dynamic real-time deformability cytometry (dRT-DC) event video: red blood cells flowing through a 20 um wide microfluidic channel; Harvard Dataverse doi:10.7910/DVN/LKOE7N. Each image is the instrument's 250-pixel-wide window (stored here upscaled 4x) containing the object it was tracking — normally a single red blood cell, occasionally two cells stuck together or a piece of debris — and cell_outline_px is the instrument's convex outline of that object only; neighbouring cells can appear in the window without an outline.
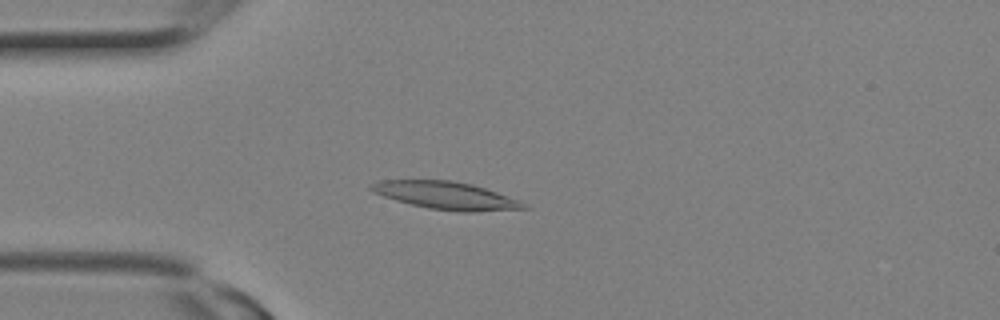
{"species": "Egyptian fruit bat (a non-hibernating species)", "species_latin": "Rousettus aegyptiacus", "temperature_condition": "room temperature", "stored_images_in_passage": 10, "camera_frame_rate_fps": 3000, "um_per_image_px": 0.085, "animal": {"sex": "female"}, "frame": {"image": 1, "passage_image": 6, "time_ms": 1.667, "image_size_px": [1000, 320], "cell_outline_px": [[532, 208], [476, 212], [456, 212], [428, 208], [396, 200], [372, 192], [368, 188], [368, 184], [380, 180], [452, 180], [472, 184], [520, 200], [528, 204]], "centroid_in_image_um": [37.93, 16.62], "position_along_channel_um": 47.1, "area_um2": 24.8}}
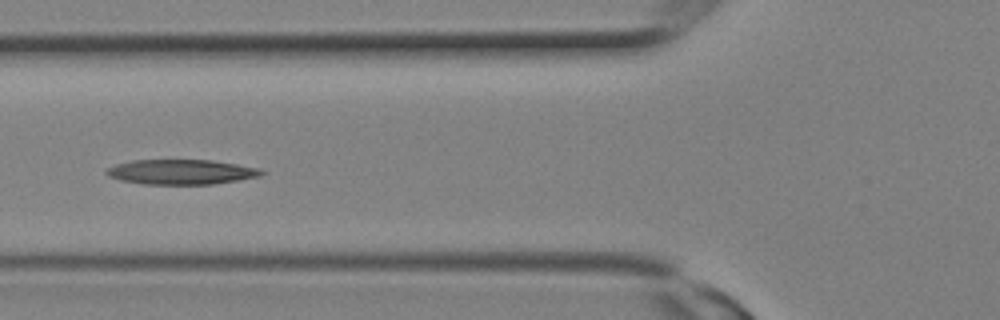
{"frame": {"image": 2, "passage_image": 9, "time_ms": 2.667, "image_size_px": [1000, 320], "cell_outline_px": [[264, 172], [260, 176], [240, 180], [212, 184], [144, 184], [124, 180], [108, 176], [104, 172], [108, 168], [116, 164], [132, 160], [212, 160], [260, 168]], "centroid_in_image_um": [15.42, 14.61], "position_along_channel_um": 110.4, "area_um2": 22.37}}